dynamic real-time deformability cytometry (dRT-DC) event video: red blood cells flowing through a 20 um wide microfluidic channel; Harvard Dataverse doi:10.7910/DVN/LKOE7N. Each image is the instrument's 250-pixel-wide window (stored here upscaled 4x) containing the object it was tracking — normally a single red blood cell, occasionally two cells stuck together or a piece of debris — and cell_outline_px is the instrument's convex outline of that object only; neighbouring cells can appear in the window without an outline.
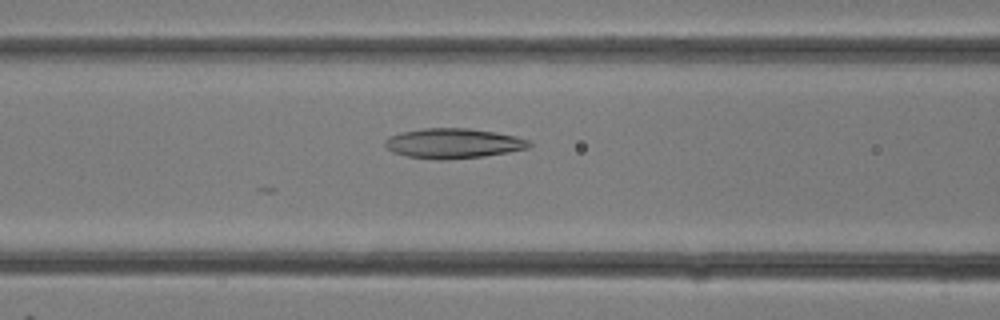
{"species": "common noctule bat (a hibernating species)", "species_latin": "Nyctalus noctula", "temperature_condition": "room temperature", "stored_images_in_passage": 32, "camera_frame_rate_fps": 3000, "um_per_image_px": 0.085, "animal": {"sex": "female"}, "frame": {"image": 1, "passage_image": 13, "time_ms": 4.0, "image_size_px": [1000, 320], "cell_outline_px": [[532, 144], [528, 148], [508, 152], [484, 156], [444, 160], [436, 160], [408, 156], [392, 152], [384, 144], [384, 140], [388, 136], [404, 132], [424, 128], [468, 128], [516, 136], [528, 140]], "centroid_in_image_um": [38.51, 12.19], "position_along_channel_um": 128.1, "area_um2": 25.03}}
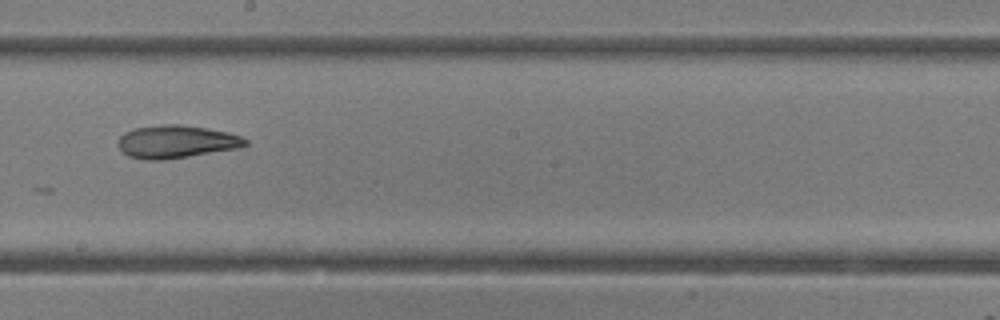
{"frame": {"image": 2, "passage_image": 18, "time_ms": 5.667, "image_size_px": [1000, 320], "cell_outline_px": [[248, 144], [236, 148], [164, 160], [144, 160], [128, 156], [116, 144], [120, 136], [124, 132], [136, 128], [164, 124], [180, 124], [208, 128], [228, 132], [240, 136], [248, 140]], "centroid_in_image_um": [14.95, 12.04], "position_along_channel_um": 233.2, "area_um2": 24.28}}
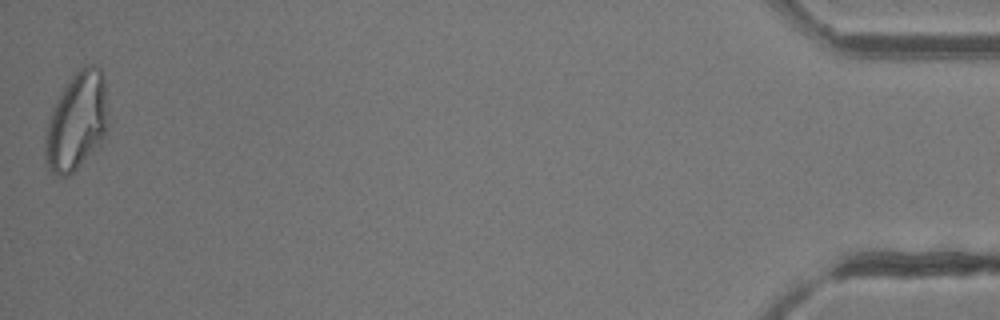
{"frame": {"image": 3, "passage_image": 32, "time_ms": 10.333, "image_size_px": [1000, 320], "cell_outline_px": [[108, 128], [100, 148], [68, 176], [56, 176], [48, 168], [44, 160], [44, 140], [48, 120], [64, 88], [72, 76], [84, 64], [92, 64], [100, 68], [104, 76]], "centroid_in_image_um": [6.54, 10.38], "position_along_channel_um": 428.7, "area_um2": 36.24}}